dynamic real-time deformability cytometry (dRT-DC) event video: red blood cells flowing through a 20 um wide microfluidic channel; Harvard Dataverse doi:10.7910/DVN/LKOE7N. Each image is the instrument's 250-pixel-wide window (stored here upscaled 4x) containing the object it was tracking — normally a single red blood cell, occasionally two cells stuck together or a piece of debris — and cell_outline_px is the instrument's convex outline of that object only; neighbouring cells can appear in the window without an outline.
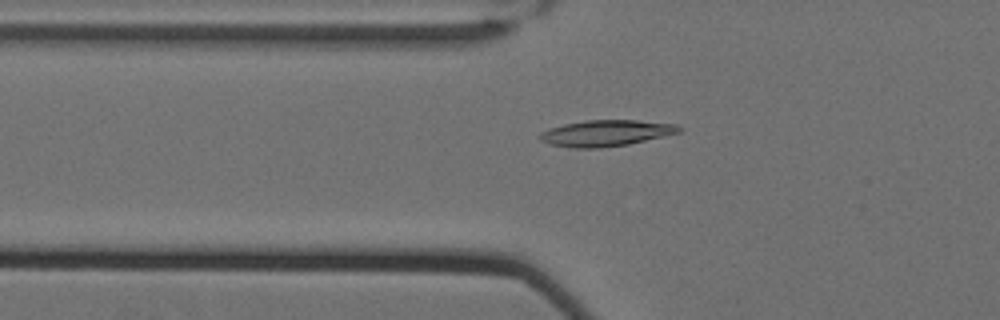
{"species": "Egyptian fruit bat (a non-hibernating species)", "species_latin": "Rousettus aegyptiacus", "temperature_condition": "cold", "stored_images_in_passage": 61, "camera_frame_rate_fps": 3000, "um_per_image_px": 0.085, "animal": {"sex": "female"}, "frame": {"image": 1, "passage_image": 24, "time_ms": 7.667, "image_size_px": [1000, 320], "cell_outline_px": [[684, 128], [680, 132], [664, 136], [628, 144], [600, 148], [572, 148], [548, 144], [540, 140], [536, 136], [540, 132], [548, 128], [564, 124], [584, 120], [636, 120], [676, 124]], "centroid_in_image_um": [51.46, 11.31], "position_along_channel_um": 74.3, "area_um2": 21.44}}
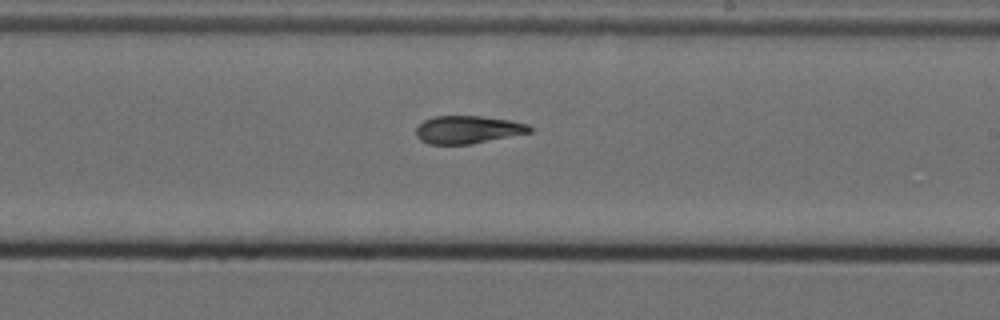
{"frame": {"image": 2, "passage_image": 39, "time_ms": 12.667, "image_size_px": [1000, 320], "cell_outline_px": [[532, 132], [472, 144], [428, 144], [420, 140], [416, 136], [416, 128], [424, 120], [432, 116], [480, 116], [512, 120], [528, 124], [532, 128]], "centroid_in_image_um": [39.77, 11.02], "position_along_channel_um": 249.2, "area_um2": 18.55}}
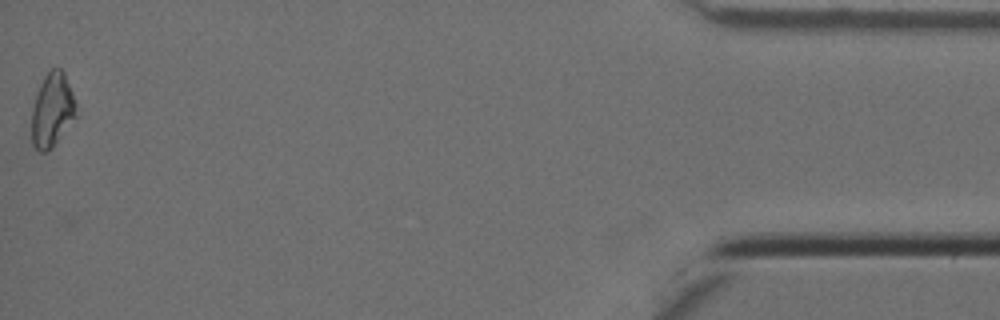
{"frame": {"image": 3, "passage_image": 61, "time_ms": 20.0, "image_size_px": [1000, 320], "cell_outline_px": [[80, 112], [56, 140], [44, 152], [40, 152], [32, 144], [32, 108], [40, 84], [44, 76], [52, 68], [60, 68], [64, 72]], "centroid_in_image_um": [4.46, 9.3], "position_along_channel_um": 430.7, "area_um2": 18.84}, "authors_computed_cell_mechanics": {"area_um2": 19.1896, "velocity_mm_per_s": 3.5002, "shape_relaxation_time_tau1_ms": null, "shape_relaxation_time_tau2_ms": 5.6012, "deformation_change_tau1": null, "deformation_change_tau2": 0.1208}}